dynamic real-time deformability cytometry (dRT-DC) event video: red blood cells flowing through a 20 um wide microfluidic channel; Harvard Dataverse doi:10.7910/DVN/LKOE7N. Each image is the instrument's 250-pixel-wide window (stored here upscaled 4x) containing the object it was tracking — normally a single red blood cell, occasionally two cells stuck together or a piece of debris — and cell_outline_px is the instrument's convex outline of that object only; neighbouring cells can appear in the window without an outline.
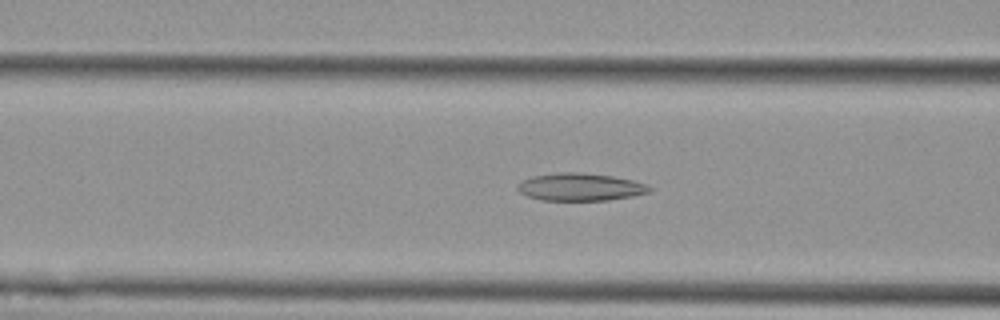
{"species": "Egyptian fruit bat (a non-hibernating species)", "species_latin": "Rousettus aegyptiacus", "temperature_condition": "cold", "stored_images_in_passage": 37, "camera_frame_rate_fps": 3000, "um_per_image_px": 0.085, "animal": {"sex": "female"}, "frame": {"image": 1, "passage_image": 9, "time_ms": 2.667, "image_size_px": [1000, 320], "cell_outline_px": [[652, 188], [648, 192], [632, 196], [608, 200], [544, 200], [528, 196], [520, 192], [516, 188], [516, 184], [520, 180], [532, 176], [556, 172], [580, 172], [612, 176], [632, 180], [648, 184]], "centroid_in_image_um": [49.28, 15.88], "position_along_channel_um": 117.3, "area_um2": 21.27}}
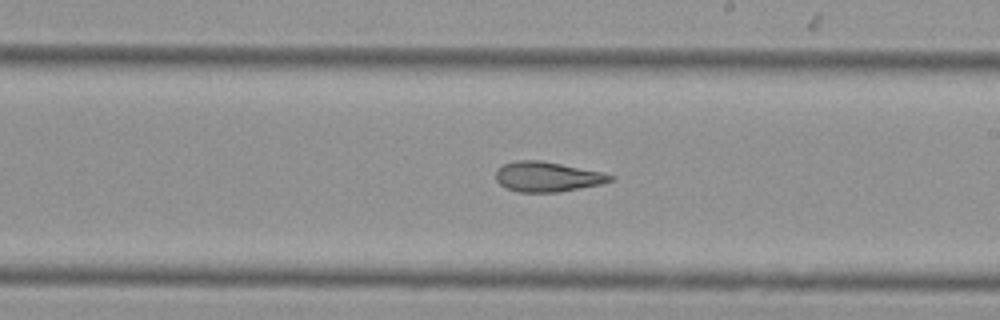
{"frame": {"image": 2, "passage_image": 19, "time_ms": 6.0, "image_size_px": [1000, 320], "cell_outline_px": [[616, 180], [600, 184], [560, 192], [520, 192], [508, 188], [500, 184], [496, 180], [496, 168], [504, 164], [516, 160], [540, 160], [600, 172], [616, 176]], "centroid_in_image_um": [46.52, 15.02], "position_along_channel_um": 242.5, "area_um2": 19.88}}
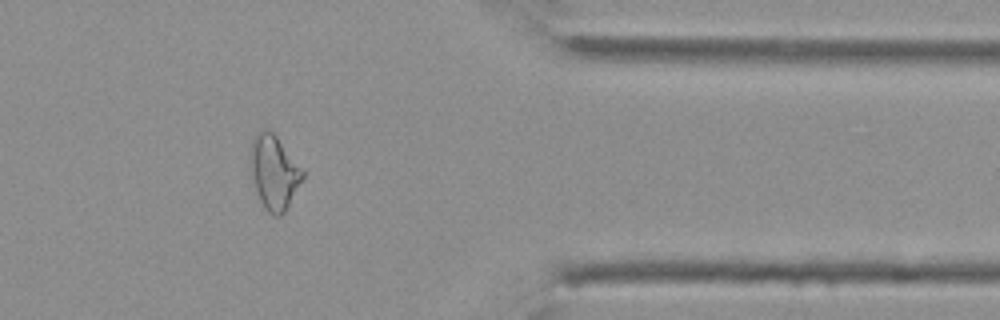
{"frame": {"image": 3, "passage_image": 32, "time_ms": 10.333, "image_size_px": [1000, 320], "cell_outline_px": [[304, 176], [284, 212], [280, 216], [276, 216], [268, 212], [264, 208], [256, 192], [252, 172], [252, 140], [256, 132], [260, 128], [268, 128], [276, 136], [304, 168]], "centroid_in_image_um": [23.32, 14.61], "position_along_channel_um": 388.1, "area_um2": 22.25}, "authors_computed_cell_mechanics": {"area_um2": 20.6924, "velocity_mm_per_s": 3.7738, "shape_relaxation_time_tau1_ms": null, "shape_relaxation_time_tau2_ms": 5.2505, "deformation_change_tau1": null, "deformation_change_tau2": 0.1221}}